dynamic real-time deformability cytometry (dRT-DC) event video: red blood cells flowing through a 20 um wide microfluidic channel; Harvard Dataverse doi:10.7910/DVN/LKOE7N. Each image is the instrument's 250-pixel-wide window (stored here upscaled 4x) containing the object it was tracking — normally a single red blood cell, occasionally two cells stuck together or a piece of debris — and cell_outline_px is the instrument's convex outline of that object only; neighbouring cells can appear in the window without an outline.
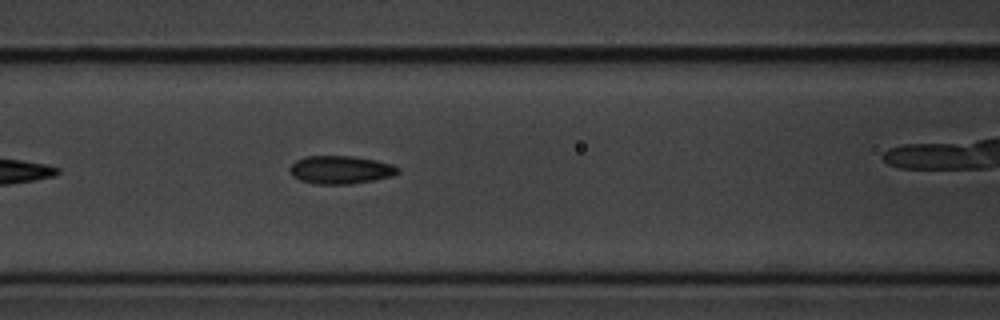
{"species": "common noctule bat (a hibernating species)", "species_latin": "Nyctalus noctula", "temperature_condition": "cold", "stored_images_in_passage": 16, "camera_frame_rate_fps": 3000, "um_per_image_px": 0.085, "animal": {"sex": "male", "body_mass_g": 20.1, "forearm_length_mm": 53.5}, "frame": {"image": 1, "passage_image": 10, "time_ms": 3.0, "image_size_px": [1000, 320], "cell_outline_px": [[400, 172], [392, 176], [352, 184], [316, 184], [300, 180], [292, 176], [288, 168], [296, 160], [304, 156], [352, 156], [376, 160], [392, 164], [400, 168]], "centroid_in_image_um": [28.94, 14.43], "position_along_channel_um": 137.7, "area_um2": 17.8}}